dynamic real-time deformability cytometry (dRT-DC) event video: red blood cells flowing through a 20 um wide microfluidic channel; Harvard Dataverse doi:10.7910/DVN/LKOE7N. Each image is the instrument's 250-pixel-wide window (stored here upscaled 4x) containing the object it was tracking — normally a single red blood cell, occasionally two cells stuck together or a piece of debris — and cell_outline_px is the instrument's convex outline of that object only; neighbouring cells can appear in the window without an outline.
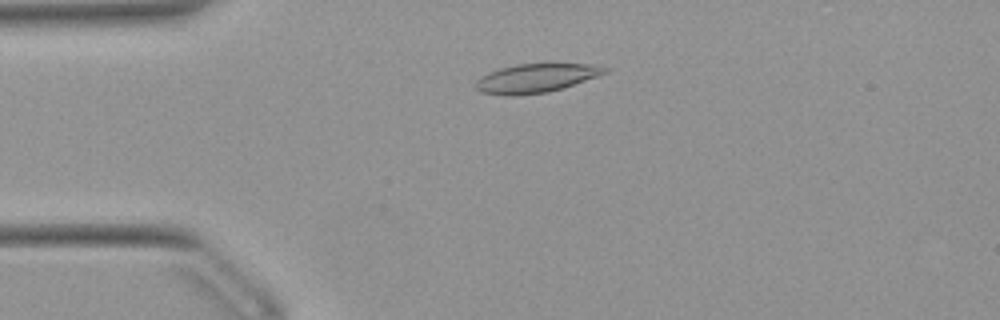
{"species": "Egyptian fruit bat (a non-hibernating species)", "species_latin": "Rousettus aegyptiacus", "temperature_condition": "warm", "stored_images_in_passage": 51, "camera_frame_rate_fps": 3000, "um_per_image_px": 0.085, "animal": {"sex": "female"}, "frame": {"image": 1, "passage_image": 11, "time_ms": 3.333, "image_size_px": [1000, 320], "cell_outline_px": [[608, 72], [564, 88], [548, 92], [512, 96], [504, 96], [480, 92], [476, 88], [476, 80], [480, 76], [488, 72], [500, 68], [516, 64], [548, 60], [552, 60], [592, 64], [608, 68]], "centroid_in_image_um": [45.59, 6.59], "position_along_channel_um": 39.4, "area_um2": 22.89}}
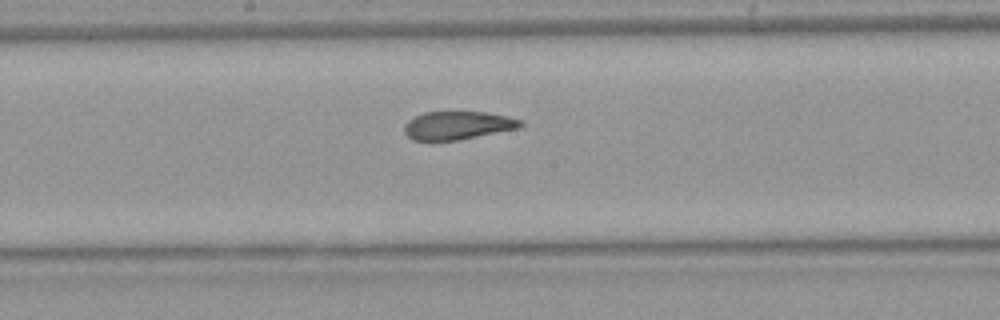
{"frame": {"image": 2, "passage_image": 26, "time_ms": 8.333, "image_size_px": [1000, 320], "cell_outline_px": [[524, 124], [520, 128], [460, 140], [412, 140], [404, 132], [404, 124], [408, 120], [424, 112], [452, 108], [484, 112], [504, 116], [520, 120]], "centroid_in_image_um": [38.87, 10.61], "position_along_channel_um": 209.3, "area_um2": 19.88}}
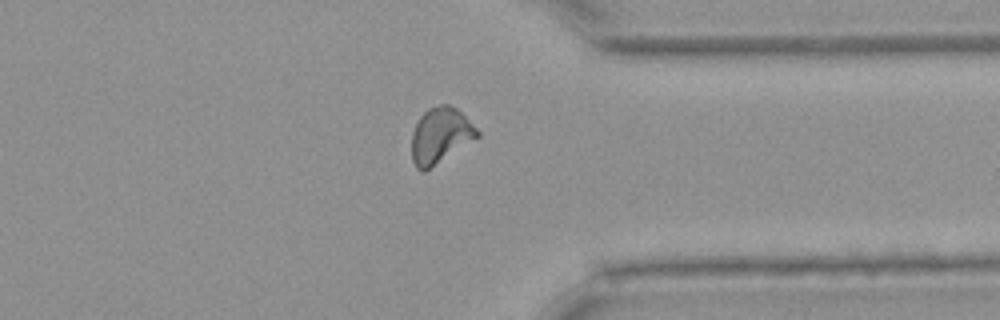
{"frame": {"image": 3, "passage_image": 39, "time_ms": 12.667, "image_size_px": [1000, 320], "cell_outline_px": [[480, 136], [424, 172], [416, 168], [412, 160], [412, 132], [420, 116], [428, 108], [440, 104], [448, 104], [456, 108], [480, 132]], "centroid_in_image_um": [37.41, 11.52], "position_along_channel_um": 374.0, "area_um2": 21.1}, "authors_computed_cell_mechanics": {"area_um2": 20.9814, "velocity_mm_per_s": 3.9236, "shape_relaxation_time_tau1_ms": null, "shape_relaxation_time_tau2_ms": 1.7596, "deformation_change_tau1": null, "deformation_change_tau2": 0.0769}}